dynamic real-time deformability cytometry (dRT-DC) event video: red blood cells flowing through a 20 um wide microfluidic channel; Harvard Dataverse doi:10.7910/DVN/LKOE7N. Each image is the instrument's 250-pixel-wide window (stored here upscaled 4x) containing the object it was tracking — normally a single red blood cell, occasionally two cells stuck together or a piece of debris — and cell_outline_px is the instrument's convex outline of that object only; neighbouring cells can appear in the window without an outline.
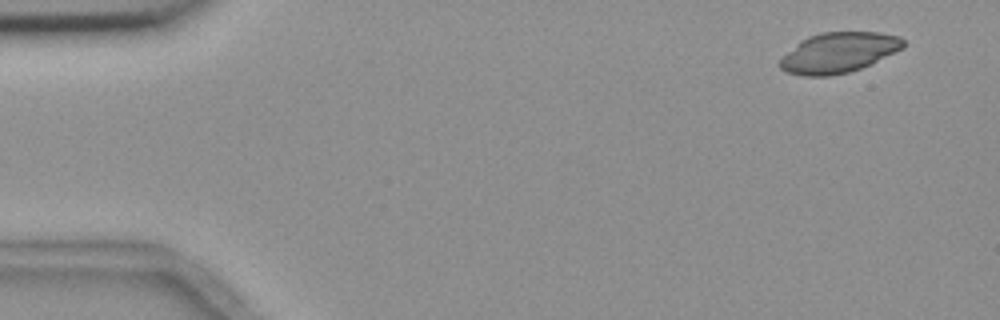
{"species": "common noctule bat (a hibernating species)", "species_latin": "Nyctalus noctula", "temperature_condition": "room temperature", "stored_images_in_passage": 4, "camera_frame_rate_fps": 3000, "um_per_image_px": 0.085, "animal": {"sex": "female", "body_mass_g": 18.4}, "frame": {"image": 1, "passage_image": 1, "time_ms": 0.0, "image_size_px": [1000, 320], "cell_outline_px": [[904, 48], [860, 68], [848, 72], [828, 76], [800, 76], [784, 72], [776, 64], [800, 40], [808, 36], [820, 32], [880, 32], [900, 36], [904, 40]], "centroid_in_image_um": [71.25, 4.47], "position_along_channel_um": 13.8, "area_um2": 29.02}}